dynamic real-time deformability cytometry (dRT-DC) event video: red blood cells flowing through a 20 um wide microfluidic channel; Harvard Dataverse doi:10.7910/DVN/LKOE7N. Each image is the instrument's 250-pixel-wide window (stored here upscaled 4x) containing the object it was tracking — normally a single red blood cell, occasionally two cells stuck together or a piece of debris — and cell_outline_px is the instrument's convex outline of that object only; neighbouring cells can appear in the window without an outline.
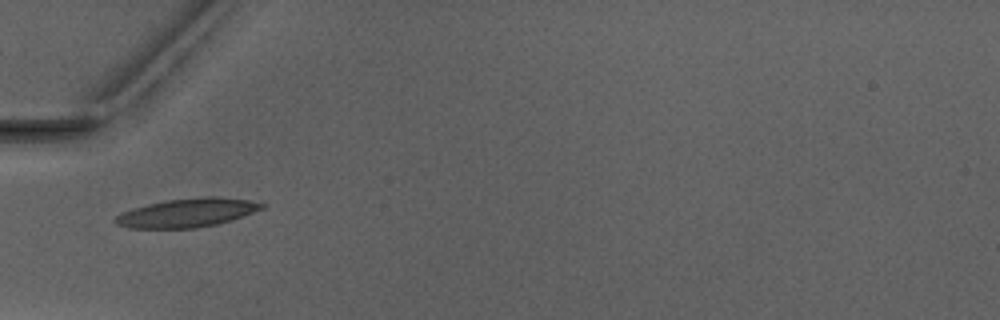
{"species": "Egyptian fruit bat (a non-hibernating species)", "species_latin": "Rousettus aegyptiacus", "temperature_condition": "warm", "stored_images_in_passage": 2, "camera_frame_rate_fps": 3000, "um_per_image_px": 0.085, "animal": {"sex": "male"}, "frame": {"image": 1, "passage_image": 1, "time_ms": 0.0, "image_size_px": [1000, 320], "cell_outline_px": [[268, 204], [264, 208], [232, 220], [216, 224], [196, 228], [128, 228], [116, 224], [112, 220], [116, 216], [132, 208], [164, 200], [204, 196], [216, 196], [248, 200]], "centroid_in_image_um": [15.91, 18.08], "position_along_channel_um": 69.1, "area_um2": 24.62}}
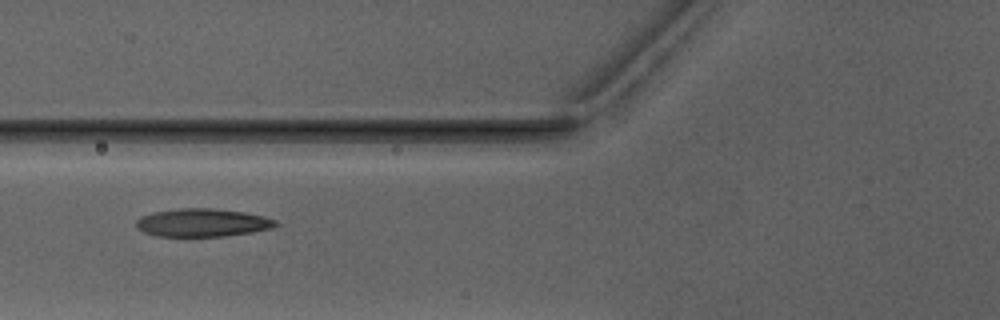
{"frame": {"image": 2, "passage_image": 2, "time_ms": 1.0, "image_size_px": [1000, 320], "cell_outline_px": [[280, 224], [272, 228], [252, 232], [224, 236], [156, 236], [144, 232], [136, 224], [136, 220], [140, 216], [152, 212], [176, 208], [212, 208], [244, 212], [264, 216], [276, 220]], "centroid_in_image_um": [17.22, 18.91], "position_along_channel_um": 108.6, "area_um2": 22.89}}